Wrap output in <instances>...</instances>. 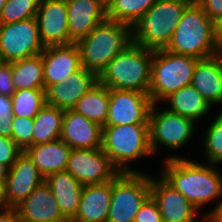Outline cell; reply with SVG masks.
Instances as JSON below:
<instances>
[{
  "label": "cell",
  "instance_id": "8",
  "mask_svg": "<svg viewBox=\"0 0 222 222\" xmlns=\"http://www.w3.org/2000/svg\"><path fill=\"white\" fill-rule=\"evenodd\" d=\"M149 196V176L140 172H120L112 180L107 222H134L137 211Z\"/></svg>",
  "mask_w": 222,
  "mask_h": 222
},
{
  "label": "cell",
  "instance_id": "9",
  "mask_svg": "<svg viewBox=\"0 0 222 222\" xmlns=\"http://www.w3.org/2000/svg\"><path fill=\"white\" fill-rule=\"evenodd\" d=\"M35 17L0 24V61L14 62L44 51Z\"/></svg>",
  "mask_w": 222,
  "mask_h": 222
},
{
  "label": "cell",
  "instance_id": "42",
  "mask_svg": "<svg viewBox=\"0 0 222 222\" xmlns=\"http://www.w3.org/2000/svg\"><path fill=\"white\" fill-rule=\"evenodd\" d=\"M8 208L10 207L6 197L5 181H0V211Z\"/></svg>",
  "mask_w": 222,
  "mask_h": 222
},
{
  "label": "cell",
  "instance_id": "11",
  "mask_svg": "<svg viewBox=\"0 0 222 222\" xmlns=\"http://www.w3.org/2000/svg\"><path fill=\"white\" fill-rule=\"evenodd\" d=\"M66 171L83 186L108 182L120 173L102 148L72 149Z\"/></svg>",
  "mask_w": 222,
  "mask_h": 222
},
{
  "label": "cell",
  "instance_id": "6",
  "mask_svg": "<svg viewBox=\"0 0 222 222\" xmlns=\"http://www.w3.org/2000/svg\"><path fill=\"white\" fill-rule=\"evenodd\" d=\"M199 58L177 54L166 49L153 50L149 97L158 104L173 92L191 85Z\"/></svg>",
  "mask_w": 222,
  "mask_h": 222
},
{
  "label": "cell",
  "instance_id": "39",
  "mask_svg": "<svg viewBox=\"0 0 222 222\" xmlns=\"http://www.w3.org/2000/svg\"><path fill=\"white\" fill-rule=\"evenodd\" d=\"M214 39L218 53L222 54V15L214 21Z\"/></svg>",
  "mask_w": 222,
  "mask_h": 222
},
{
  "label": "cell",
  "instance_id": "40",
  "mask_svg": "<svg viewBox=\"0 0 222 222\" xmlns=\"http://www.w3.org/2000/svg\"><path fill=\"white\" fill-rule=\"evenodd\" d=\"M204 217L205 219L201 220H204L205 222H222V201L218 203L211 213L209 212V214Z\"/></svg>",
  "mask_w": 222,
  "mask_h": 222
},
{
  "label": "cell",
  "instance_id": "1",
  "mask_svg": "<svg viewBox=\"0 0 222 222\" xmlns=\"http://www.w3.org/2000/svg\"><path fill=\"white\" fill-rule=\"evenodd\" d=\"M164 163L162 178L197 209L212 199L222 198V174L211 165L205 166L179 156H170Z\"/></svg>",
  "mask_w": 222,
  "mask_h": 222
},
{
  "label": "cell",
  "instance_id": "32",
  "mask_svg": "<svg viewBox=\"0 0 222 222\" xmlns=\"http://www.w3.org/2000/svg\"><path fill=\"white\" fill-rule=\"evenodd\" d=\"M205 133L204 147L207 162L213 165L222 163V111L219 112Z\"/></svg>",
  "mask_w": 222,
  "mask_h": 222
},
{
  "label": "cell",
  "instance_id": "12",
  "mask_svg": "<svg viewBox=\"0 0 222 222\" xmlns=\"http://www.w3.org/2000/svg\"><path fill=\"white\" fill-rule=\"evenodd\" d=\"M109 112L104 126L149 124L153 105L147 93L109 88Z\"/></svg>",
  "mask_w": 222,
  "mask_h": 222
},
{
  "label": "cell",
  "instance_id": "7",
  "mask_svg": "<svg viewBox=\"0 0 222 222\" xmlns=\"http://www.w3.org/2000/svg\"><path fill=\"white\" fill-rule=\"evenodd\" d=\"M102 150L120 172H139L125 165L152 154L149 124L103 126Z\"/></svg>",
  "mask_w": 222,
  "mask_h": 222
},
{
  "label": "cell",
  "instance_id": "38",
  "mask_svg": "<svg viewBox=\"0 0 222 222\" xmlns=\"http://www.w3.org/2000/svg\"><path fill=\"white\" fill-rule=\"evenodd\" d=\"M211 20L215 21L222 15V0H195Z\"/></svg>",
  "mask_w": 222,
  "mask_h": 222
},
{
  "label": "cell",
  "instance_id": "43",
  "mask_svg": "<svg viewBox=\"0 0 222 222\" xmlns=\"http://www.w3.org/2000/svg\"><path fill=\"white\" fill-rule=\"evenodd\" d=\"M9 168L4 165L0 164V181H5L8 175Z\"/></svg>",
  "mask_w": 222,
  "mask_h": 222
},
{
  "label": "cell",
  "instance_id": "14",
  "mask_svg": "<svg viewBox=\"0 0 222 222\" xmlns=\"http://www.w3.org/2000/svg\"><path fill=\"white\" fill-rule=\"evenodd\" d=\"M160 178H150V195L159 207L162 222H196L198 209L183 194Z\"/></svg>",
  "mask_w": 222,
  "mask_h": 222
},
{
  "label": "cell",
  "instance_id": "33",
  "mask_svg": "<svg viewBox=\"0 0 222 222\" xmlns=\"http://www.w3.org/2000/svg\"><path fill=\"white\" fill-rule=\"evenodd\" d=\"M12 125V139L22 151H25L29 146L32 145L34 119L26 117H13Z\"/></svg>",
  "mask_w": 222,
  "mask_h": 222
},
{
  "label": "cell",
  "instance_id": "31",
  "mask_svg": "<svg viewBox=\"0 0 222 222\" xmlns=\"http://www.w3.org/2000/svg\"><path fill=\"white\" fill-rule=\"evenodd\" d=\"M40 0H7L2 8L0 24H8L34 18Z\"/></svg>",
  "mask_w": 222,
  "mask_h": 222
},
{
  "label": "cell",
  "instance_id": "24",
  "mask_svg": "<svg viewBox=\"0 0 222 222\" xmlns=\"http://www.w3.org/2000/svg\"><path fill=\"white\" fill-rule=\"evenodd\" d=\"M62 215L71 222L77 213L83 185L69 172H56L45 178Z\"/></svg>",
  "mask_w": 222,
  "mask_h": 222
},
{
  "label": "cell",
  "instance_id": "5",
  "mask_svg": "<svg viewBox=\"0 0 222 222\" xmlns=\"http://www.w3.org/2000/svg\"><path fill=\"white\" fill-rule=\"evenodd\" d=\"M194 0H157L132 27V41L146 49H165Z\"/></svg>",
  "mask_w": 222,
  "mask_h": 222
},
{
  "label": "cell",
  "instance_id": "17",
  "mask_svg": "<svg viewBox=\"0 0 222 222\" xmlns=\"http://www.w3.org/2000/svg\"><path fill=\"white\" fill-rule=\"evenodd\" d=\"M107 0H66L69 39L76 43L107 19Z\"/></svg>",
  "mask_w": 222,
  "mask_h": 222
},
{
  "label": "cell",
  "instance_id": "22",
  "mask_svg": "<svg viewBox=\"0 0 222 222\" xmlns=\"http://www.w3.org/2000/svg\"><path fill=\"white\" fill-rule=\"evenodd\" d=\"M191 85L210 106L222 103V54L199 59Z\"/></svg>",
  "mask_w": 222,
  "mask_h": 222
},
{
  "label": "cell",
  "instance_id": "23",
  "mask_svg": "<svg viewBox=\"0 0 222 222\" xmlns=\"http://www.w3.org/2000/svg\"><path fill=\"white\" fill-rule=\"evenodd\" d=\"M71 148L61 139L29 146L24 152L46 178L56 172L66 171Z\"/></svg>",
  "mask_w": 222,
  "mask_h": 222
},
{
  "label": "cell",
  "instance_id": "20",
  "mask_svg": "<svg viewBox=\"0 0 222 222\" xmlns=\"http://www.w3.org/2000/svg\"><path fill=\"white\" fill-rule=\"evenodd\" d=\"M60 139L71 149L102 148V126L73 109L64 110Z\"/></svg>",
  "mask_w": 222,
  "mask_h": 222
},
{
  "label": "cell",
  "instance_id": "27",
  "mask_svg": "<svg viewBox=\"0 0 222 222\" xmlns=\"http://www.w3.org/2000/svg\"><path fill=\"white\" fill-rule=\"evenodd\" d=\"M108 92L109 88L98 82L78 100L73 110L103 127L109 112Z\"/></svg>",
  "mask_w": 222,
  "mask_h": 222
},
{
  "label": "cell",
  "instance_id": "10",
  "mask_svg": "<svg viewBox=\"0 0 222 222\" xmlns=\"http://www.w3.org/2000/svg\"><path fill=\"white\" fill-rule=\"evenodd\" d=\"M153 104L149 114V135L152 154L157 151L158 144L171 150L182 147L193 136L195 121L167 109L158 112Z\"/></svg>",
  "mask_w": 222,
  "mask_h": 222
},
{
  "label": "cell",
  "instance_id": "41",
  "mask_svg": "<svg viewBox=\"0 0 222 222\" xmlns=\"http://www.w3.org/2000/svg\"><path fill=\"white\" fill-rule=\"evenodd\" d=\"M1 212H0V222H20L18 213L15 208L10 207Z\"/></svg>",
  "mask_w": 222,
  "mask_h": 222
},
{
  "label": "cell",
  "instance_id": "36",
  "mask_svg": "<svg viewBox=\"0 0 222 222\" xmlns=\"http://www.w3.org/2000/svg\"><path fill=\"white\" fill-rule=\"evenodd\" d=\"M134 222H162L159 207L151 195L137 211Z\"/></svg>",
  "mask_w": 222,
  "mask_h": 222
},
{
  "label": "cell",
  "instance_id": "3",
  "mask_svg": "<svg viewBox=\"0 0 222 222\" xmlns=\"http://www.w3.org/2000/svg\"><path fill=\"white\" fill-rule=\"evenodd\" d=\"M132 42V28L117 21L106 19L86 37L76 42L81 65L97 76L108 63Z\"/></svg>",
  "mask_w": 222,
  "mask_h": 222
},
{
  "label": "cell",
  "instance_id": "37",
  "mask_svg": "<svg viewBox=\"0 0 222 222\" xmlns=\"http://www.w3.org/2000/svg\"><path fill=\"white\" fill-rule=\"evenodd\" d=\"M16 91L11 62L0 61V95L12 96Z\"/></svg>",
  "mask_w": 222,
  "mask_h": 222
},
{
  "label": "cell",
  "instance_id": "15",
  "mask_svg": "<svg viewBox=\"0 0 222 222\" xmlns=\"http://www.w3.org/2000/svg\"><path fill=\"white\" fill-rule=\"evenodd\" d=\"M44 89L65 82L80 68L81 58L76 43L46 46L42 52Z\"/></svg>",
  "mask_w": 222,
  "mask_h": 222
},
{
  "label": "cell",
  "instance_id": "13",
  "mask_svg": "<svg viewBox=\"0 0 222 222\" xmlns=\"http://www.w3.org/2000/svg\"><path fill=\"white\" fill-rule=\"evenodd\" d=\"M43 45H67L69 39L66 0H40L35 15Z\"/></svg>",
  "mask_w": 222,
  "mask_h": 222
},
{
  "label": "cell",
  "instance_id": "21",
  "mask_svg": "<svg viewBox=\"0 0 222 222\" xmlns=\"http://www.w3.org/2000/svg\"><path fill=\"white\" fill-rule=\"evenodd\" d=\"M112 196V180L84 185L75 218L71 222H107Z\"/></svg>",
  "mask_w": 222,
  "mask_h": 222
},
{
  "label": "cell",
  "instance_id": "25",
  "mask_svg": "<svg viewBox=\"0 0 222 222\" xmlns=\"http://www.w3.org/2000/svg\"><path fill=\"white\" fill-rule=\"evenodd\" d=\"M165 100L170 102V107L166 108L167 110L190 118L195 122L201 119L200 117H203L211 108L192 85L182 87L170 94Z\"/></svg>",
  "mask_w": 222,
  "mask_h": 222
},
{
  "label": "cell",
  "instance_id": "34",
  "mask_svg": "<svg viewBox=\"0 0 222 222\" xmlns=\"http://www.w3.org/2000/svg\"><path fill=\"white\" fill-rule=\"evenodd\" d=\"M12 99L7 95H0V136L12 138L13 109Z\"/></svg>",
  "mask_w": 222,
  "mask_h": 222
},
{
  "label": "cell",
  "instance_id": "29",
  "mask_svg": "<svg viewBox=\"0 0 222 222\" xmlns=\"http://www.w3.org/2000/svg\"><path fill=\"white\" fill-rule=\"evenodd\" d=\"M157 0H107L108 20L127 24L131 28Z\"/></svg>",
  "mask_w": 222,
  "mask_h": 222
},
{
  "label": "cell",
  "instance_id": "19",
  "mask_svg": "<svg viewBox=\"0 0 222 222\" xmlns=\"http://www.w3.org/2000/svg\"><path fill=\"white\" fill-rule=\"evenodd\" d=\"M14 208L20 222H69L45 181Z\"/></svg>",
  "mask_w": 222,
  "mask_h": 222
},
{
  "label": "cell",
  "instance_id": "28",
  "mask_svg": "<svg viewBox=\"0 0 222 222\" xmlns=\"http://www.w3.org/2000/svg\"><path fill=\"white\" fill-rule=\"evenodd\" d=\"M11 70L16 90L44 89L42 53L11 62Z\"/></svg>",
  "mask_w": 222,
  "mask_h": 222
},
{
  "label": "cell",
  "instance_id": "26",
  "mask_svg": "<svg viewBox=\"0 0 222 222\" xmlns=\"http://www.w3.org/2000/svg\"><path fill=\"white\" fill-rule=\"evenodd\" d=\"M64 110L46 104L34 119L32 145L60 139Z\"/></svg>",
  "mask_w": 222,
  "mask_h": 222
},
{
  "label": "cell",
  "instance_id": "30",
  "mask_svg": "<svg viewBox=\"0 0 222 222\" xmlns=\"http://www.w3.org/2000/svg\"><path fill=\"white\" fill-rule=\"evenodd\" d=\"M14 117L34 118L46 105L45 89L16 90L11 96Z\"/></svg>",
  "mask_w": 222,
  "mask_h": 222
},
{
  "label": "cell",
  "instance_id": "2",
  "mask_svg": "<svg viewBox=\"0 0 222 222\" xmlns=\"http://www.w3.org/2000/svg\"><path fill=\"white\" fill-rule=\"evenodd\" d=\"M152 59L153 50L132 41L108 63L98 82L108 88L149 94Z\"/></svg>",
  "mask_w": 222,
  "mask_h": 222
},
{
  "label": "cell",
  "instance_id": "18",
  "mask_svg": "<svg viewBox=\"0 0 222 222\" xmlns=\"http://www.w3.org/2000/svg\"><path fill=\"white\" fill-rule=\"evenodd\" d=\"M98 83V76L84 67L61 84H52L46 91V104L62 110L73 109L78 100Z\"/></svg>",
  "mask_w": 222,
  "mask_h": 222
},
{
  "label": "cell",
  "instance_id": "35",
  "mask_svg": "<svg viewBox=\"0 0 222 222\" xmlns=\"http://www.w3.org/2000/svg\"><path fill=\"white\" fill-rule=\"evenodd\" d=\"M23 152L12 138L0 136V164L10 168Z\"/></svg>",
  "mask_w": 222,
  "mask_h": 222
},
{
  "label": "cell",
  "instance_id": "16",
  "mask_svg": "<svg viewBox=\"0 0 222 222\" xmlns=\"http://www.w3.org/2000/svg\"><path fill=\"white\" fill-rule=\"evenodd\" d=\"M45 181L38 168L23 152L9 168L5 180L8 206L14 208Z\"/></svg>",
  "mask_w": 222,
  "mask_h": 222
},
{
  "label": "cell",
  "instance_id": "4",
  "mask_svg": "<svg viewBox=\"0 0 222 222\" xmlns=\"http://www.w3.org/2000/svg\"><path fill=\"white\" fill-rule=\"evenodd\" d=\"M165 49L199 59L218 53L214 39V21L208 18L195 0L184 10Z\"/></svg>",
  "mask_w": 222,
  "mask_h": 222
},
{
  "label": "cell",
  "instance_id": "44",
  "mask_svg": "<svg viewBox=\"0 0 222 222\" xmlns=\"http://www.w3.org/2000/svg\"><path fill=\"white\" fill-rule=\"evenodd\" d=\"M6 2H7V0H0V15H1L2 8Z\"/></svg>",
  "mask_w": 222,
  "mask_h": 222
}]
</instances>
